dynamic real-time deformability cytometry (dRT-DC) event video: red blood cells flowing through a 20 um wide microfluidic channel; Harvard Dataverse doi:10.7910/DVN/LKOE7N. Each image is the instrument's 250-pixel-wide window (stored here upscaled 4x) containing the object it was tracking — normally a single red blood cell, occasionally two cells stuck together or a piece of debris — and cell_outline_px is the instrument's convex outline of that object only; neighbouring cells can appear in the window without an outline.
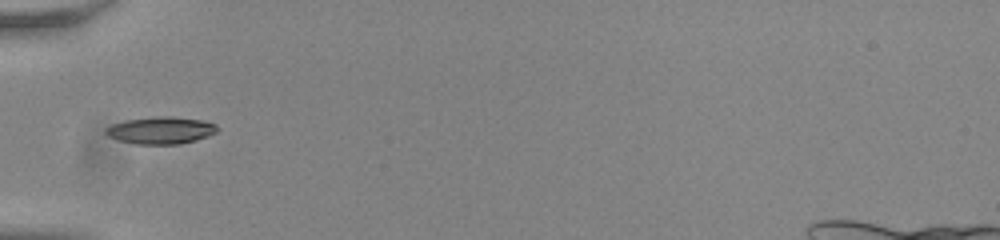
{"species": "common noctule bat (a hibernating species)", "species_latin": "Nyctalus noctula", "temperature_condition": "room temperature", "stored_images_in_passage": 36, "camera_frame_rate_fps": 3000, "um_per_image_px": 0.085, "animal": {"sex": "male", "body_mass_g": 20.0, "forearm_length_mm": 53.3}, "frame": {"image": 1, "passage_image": 1, "time_ms": 0.0, "image_size_px": [1000, 240], "cell_outline_px": [[220, 128], [216, 132], [208, 136], [196, 140], [180, 144], [136, 144], [120, 140], [108, 136], [104, 132], [104, 128], [112, 124], [124, 120], [156, 116], [172, 116], [204, 120], [216, 124]], "centroid_in_image_um": [13.68, 11.06], "position_along_channel_um": 71.3, "area_um2": 17.86}}
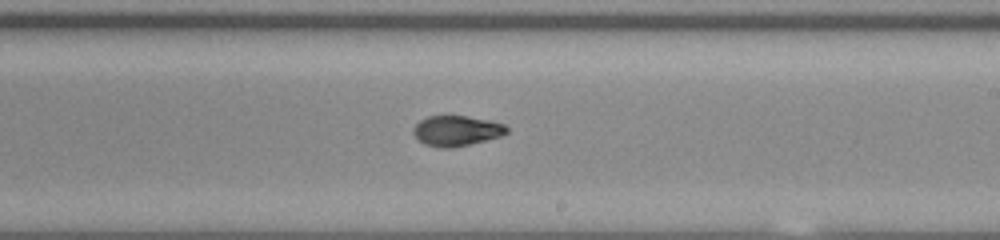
{"frame": {"image": 2, "passage_image": 15, "time_ms": 4.667, "image_size_px": [1000, 240], "cell_outline_px": [[508, 132], [500, 136], [452, 148], [444, 148], [424, 144], [412, 132], [412, 128], [420, 120], [428, 116], [468, 116], [488, 120], [504, 124], [508, 128]], "centroid_in_image_um": [38.79, 11.11], "position_along_channel_um": 250.2, "area_um2": 16.3}}
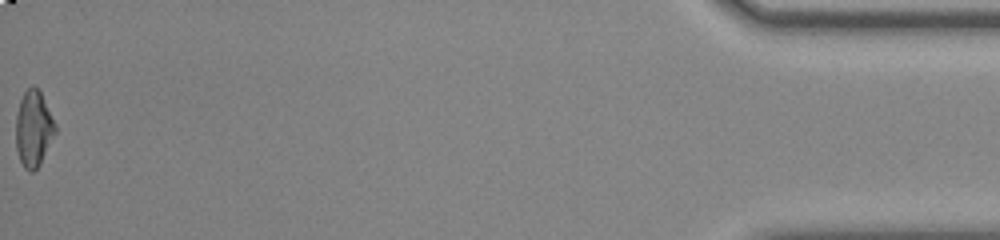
{"frame": {"image": 3, "passage_image": 36, "time_ms": 11.667, "image_size_px": [1000, 240], "cell_outline_px": [[56, 132], [40, 164], [32, 172], [28, 172], [24, 168], [20, 160], [16, 148], [16, 116], [20, 100], [24, 92], [32, 84], [40, 92], [56, 124]], "centroid_in_image_um": [2.84, 10.95], "position_along_channel_um": 432.4, "area_um2": 17.34}, "authors_computed_cell_mechanics": {"area_um2": 16.8198, "velocity_mm_per_s": 3.8575, "shape_relaxation_time_tau1_ms": 6.2012, "shape_relaxation_time_tau2_ms": 2.3328, "deformation_change_tau1": 0.2254, "deformation_change_tau2": 0.0685}}